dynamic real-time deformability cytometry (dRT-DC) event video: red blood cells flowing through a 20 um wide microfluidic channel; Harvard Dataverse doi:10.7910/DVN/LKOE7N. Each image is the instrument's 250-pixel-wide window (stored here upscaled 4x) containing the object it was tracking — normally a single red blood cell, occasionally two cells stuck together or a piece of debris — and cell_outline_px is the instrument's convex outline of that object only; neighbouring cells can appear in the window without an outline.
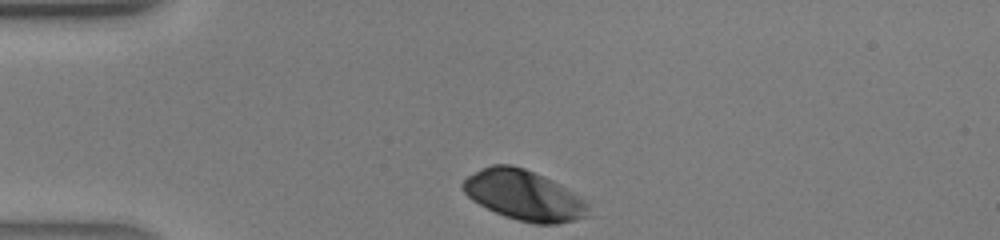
{"species": "human", "species_latin": "Homo sapiens", "temperature_condition": "warm", "stored_images_in_passage": 25, "camera_frame_rate_fps": 3000, "um_per_image_px": 0.085, "donor": {"sex": "male"}, "frame": {"image": 1, "passage_image": 1, "time_ms": 0.0, "image_size_px": [1000, 240], "cell_outline_px": [[588, 204], [584, 216], [572, 220], [556, 224], [536, 224], [516, 220], [504, 216], [472, 200], [464, 192], [460, 184], [468, 176], [492, 164], [512, 164], [524, 168], [544, 176], [560, 184], [584, 200]], "centroid_in_image_um": [44.48, 16.59], "position_along_channel_um": 40.5, "area_um2": 36.07}}
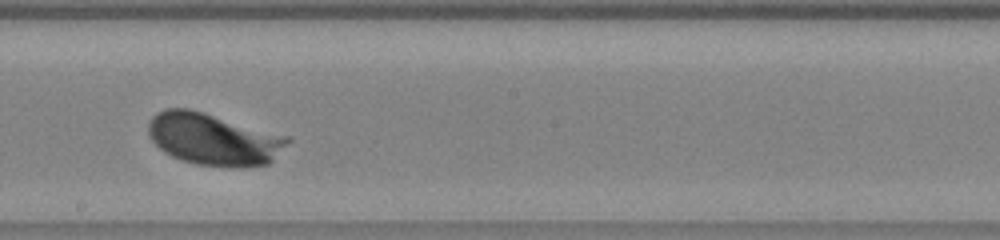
{"frame": {"image": 2, "passage_image": 15, "time_ms": 4.667, "image_size_px": [1000, 240], "cell_outline_px": [[292, 140], [268, 164], [244, 168], [236, 168], [196, 164], [172, 156], [164, 152], [148, 136], [148, 124], [152, 116], [156, 112], [168, 108], [188, 108], [204, 112], [292, 136]], "centroid_in_image_um": [18.2, 11.82], "position_along_channel_um": 230.0, "area_um2": 42.66}}
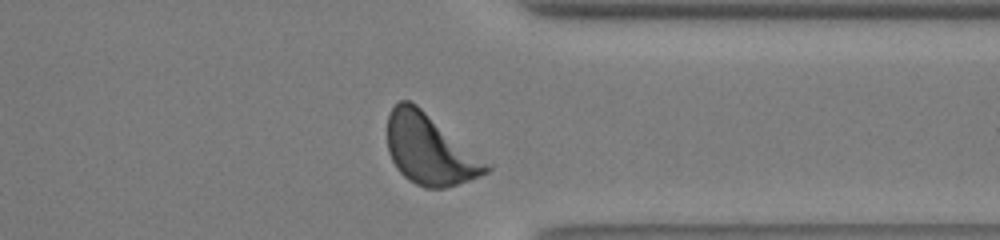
{"frame": {"image": 3, "passage_image": 24, "time_ms": 7.667, "image_size_px": [1000, 240], "cell_outline_px": [[492, 168], [488, 172], [468, 180], [444, 188], [424, 188], [408, 180], [396, 168], [388, 152], [388, 116], [392, 108], [400, 100], [408, 100], [416, 104], [492, 164]], "centroid_in_image_um": [36.54, 12.71], "position_along_channel_um": 374.9, "area_um2": 40.52}}